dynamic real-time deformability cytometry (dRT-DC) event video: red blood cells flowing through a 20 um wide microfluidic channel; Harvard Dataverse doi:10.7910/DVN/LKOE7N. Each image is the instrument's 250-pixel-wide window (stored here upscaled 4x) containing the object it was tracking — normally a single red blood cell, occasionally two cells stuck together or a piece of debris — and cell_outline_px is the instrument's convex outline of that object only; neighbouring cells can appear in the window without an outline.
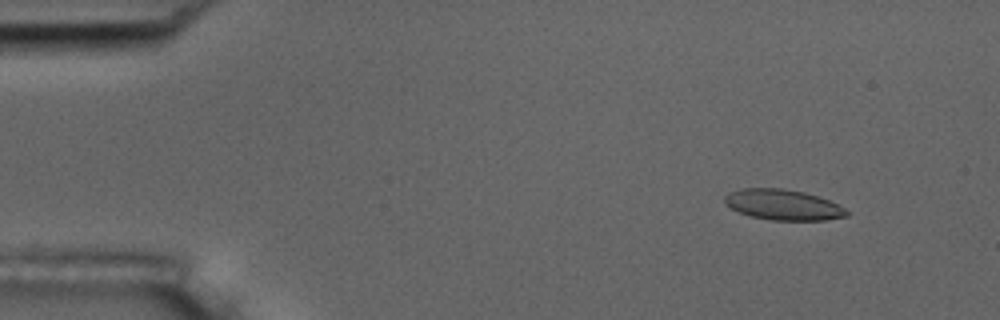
{"species": "common noctule bat (a hibernating species)", "species_latin": "Nyctalus noctula", "temperature_condition": "room temperature", "stored_images_in_passage": 50, "camera_frame_rate_fps": 3000, "um_per_image_px": 0.085, "animal": {"sex": "male", "body_mass_g": 17.5, "forearm_length_mm": 52.3}, "frame": {"image": 1, "passage_image": 1, "time_ms": 0.0, "image_size_px": [1000, 320], "cell_outline_px": [[848, 216], [828, 220], [772, 220], [752, 216], [740, 212], [732, 208], [724, 200], [724, 196], [732, 192], [744, 188], [780, 188], [804, 192], [828, 200], [844, 208], [848, 212]], "centroid_in_image_um": [66.59, 17.41], "position_along_channel_um": 18.4, "area_um2": 21.33}}
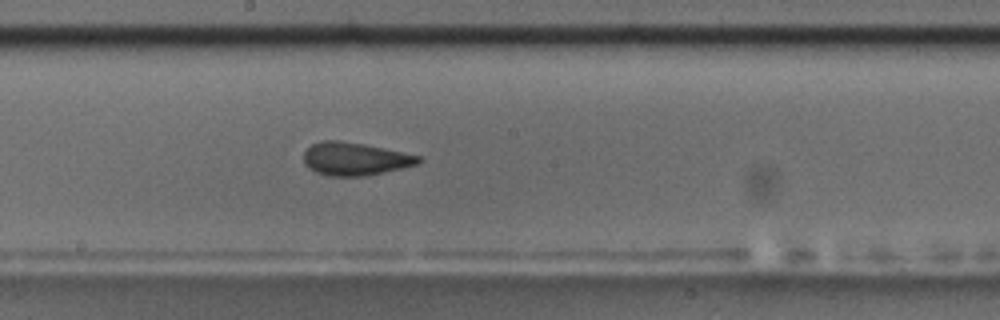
{"frame": {"image": 2, "passage_image": 25, "time_ms": 8.0, "image_size_px": [1000, 320], "cell_outline_px": [[424, 160], [416, 164], [384, 172], [364, 176], [328, 176], [316, 172], [308, 168], [304, 164], [304, 152], [312, 144], [320, 140], [340, 140], [364, 144], [384, 148], [420, 156]], "centroid_in_image_um": [30.14, 13.5], "position_along_channel_um": 218.1, "area_um2": 22.02}}
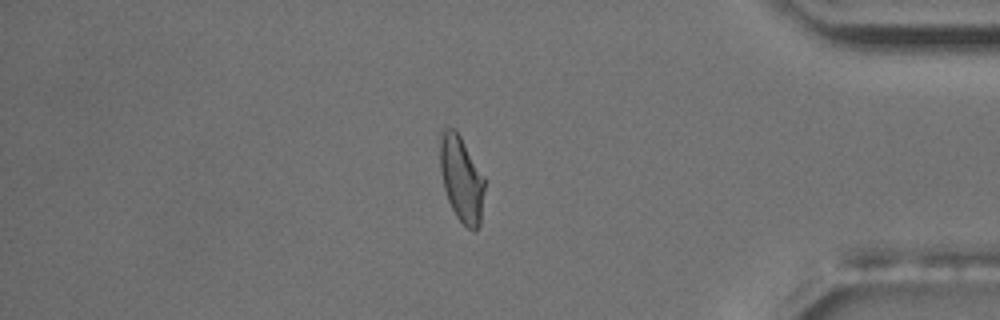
{"frame": {"image": 3, "passage_image": 42, "time_ms": 13.667, "image_size_px": [1000, 320], "cell_outline_px": [[484, 188], [480, 224], [476, 232], [472, 232], [456, 216], [448, 200], [444, 188], [440, 168], [440, 132], [444, 128], [456, 128], [484, 176]], "centroid_in_image_um": [39.22, 15.19], "position_along_channel_um": 396.0, "area_um2": 22.31}, "authors_computed_cell_mechanics": {"area_um2": 22.0796, "velocity_mm_per_s": 3.6661, "shape_relaxation_time_tau1_ms": 9.2721, "shape_relaxation_time_tau2_ms": 1.9064, "deformation_change_tau1": 0.2107, "deformation_change_tau2": 0.0809}}